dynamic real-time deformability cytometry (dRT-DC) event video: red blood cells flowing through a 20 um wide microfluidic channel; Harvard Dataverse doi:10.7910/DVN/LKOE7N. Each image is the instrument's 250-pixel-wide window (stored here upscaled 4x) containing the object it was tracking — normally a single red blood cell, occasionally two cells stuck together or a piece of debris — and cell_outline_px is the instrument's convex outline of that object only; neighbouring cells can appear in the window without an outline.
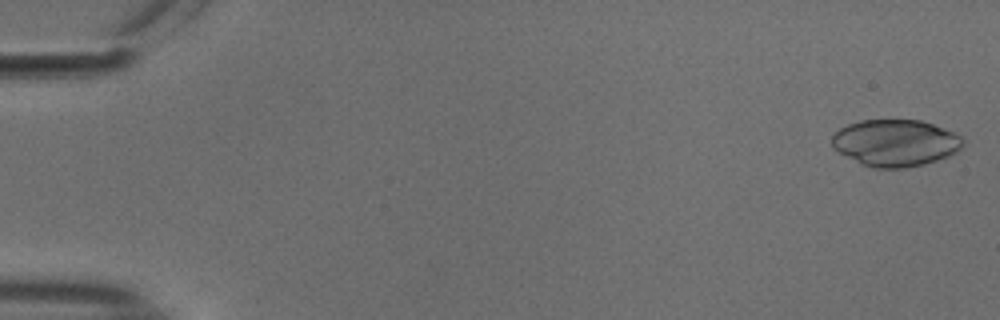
{"species": "common noctule bat (a hibernating species)", "species_latin": "Nyctalus noctula", "temperature_condition": "cold", "stored_images_in_passage": 54, "camera_frame_rate_fps": 3000, "um_per_image_px": 0.085, "animal": {"sex": "male", "body_mass_g": 18.8}, "frame": {"image": 1, "passage_image": 1, "time_ms": 0.0, "image_size_px": [1000, 320], "cell_outline_px": [[964, 144], [956, 152], [948, 156], [924, 164], [904, 168], [876, 168], [864, 164], [832, 148], [832, 136], [840, 128], [848, 124], [860, 120], [920, 120], [932, 124], [964, 136]], "centroid_in_image_um": [76.14, 12.13], "position_along_channel_um": 8.9, "area_um2": 35.49}}